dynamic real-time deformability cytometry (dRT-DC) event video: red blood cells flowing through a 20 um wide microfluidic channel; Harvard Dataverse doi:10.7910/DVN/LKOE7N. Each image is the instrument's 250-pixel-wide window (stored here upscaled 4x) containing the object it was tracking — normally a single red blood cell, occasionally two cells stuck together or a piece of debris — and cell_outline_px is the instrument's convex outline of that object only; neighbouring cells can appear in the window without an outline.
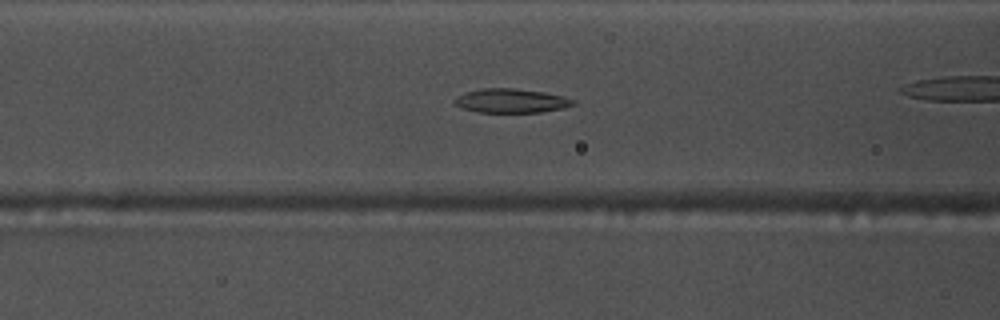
{"species": "common noctule bat (a hibernating species)", "species_latin": "Nyctalus noctula", "temperature_condition": "warm", "stored_images_in_passage": 29, "camera_frame_rate_fps": 3000, "um_per_image_px": 0.085, "animal": {"sex": "male", "body_mass_g": 17.5, "forearm_length_mm": 52.3}, "frame": {"image": 1, "passage_image": 9, "time_ms": 2.667, "image_size_px": [1000, 320], "cell_outline_px": [[576, 104], [564, 108], [540, 112], [476, 112], [464, 108], [456, 104], [452, 100], [456, 96], [464, 92], [484, 88], [516, 88], [544, 92], [576, 100]], "centroid_in_image_um": [43.44, 8.56], "position_along_channel_um": 123.2, "area_um2": 16.65}}
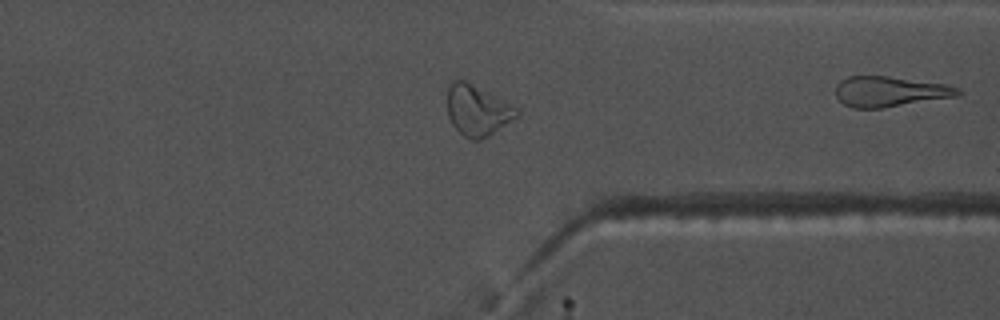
{"frame": {"image": 2, "passage_image": 29, "time_ms": 9.333, "image_size_px": [1000, 320], "cell_outline_px": [[964, 92], [960, 96], [884, 108], [852, 108], [844, 104], [836, 96], [836, 84], [840, 80], [848, 76], [888, 76], [944, 84], [960, 88]], "centroid_in_image_um": [75.67, 7.79], "position_along_channel_um": 335.7, "area_um2": 21.85}}